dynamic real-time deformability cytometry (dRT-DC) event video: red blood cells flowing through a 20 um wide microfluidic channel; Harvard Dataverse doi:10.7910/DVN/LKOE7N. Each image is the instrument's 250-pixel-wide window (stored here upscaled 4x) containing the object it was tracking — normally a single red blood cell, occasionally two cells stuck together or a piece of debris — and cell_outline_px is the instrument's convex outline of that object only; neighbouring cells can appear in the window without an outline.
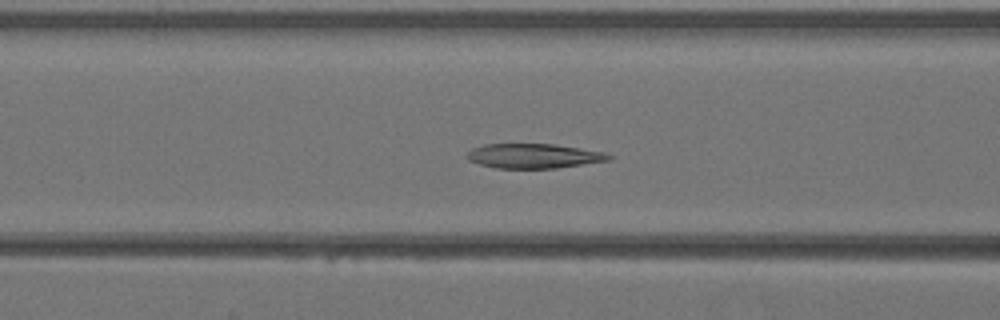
{"species": "Egyptian fruit bat (a non-hibernating species)", "species_latin": "Rousettus aegyptiacus", "temperature_condition": "warm", "stored_images_in_passage": 41, "segment_of_instrument_passage": [1, 2], "camera_frame_rate_fps": 3000, "um_per_image_px": 0.085, "animal": {"sex": "female"}, "frame": {"image": 1, "passage_image": 16, "time_ms": 5.0, "image_size_px": [1000, 320], "cell_outline_px": [[612, 156], [608, 160], [556, 168], [496, 168], [480, 164], [468, 160], [468, 152], [472, 148], [484, 144], [556, 144], [604, 152]], "centroid_in_image_um": [45.34, 13.25], "position_along_channel_um": 121.3, "area_um2": 20.11}}
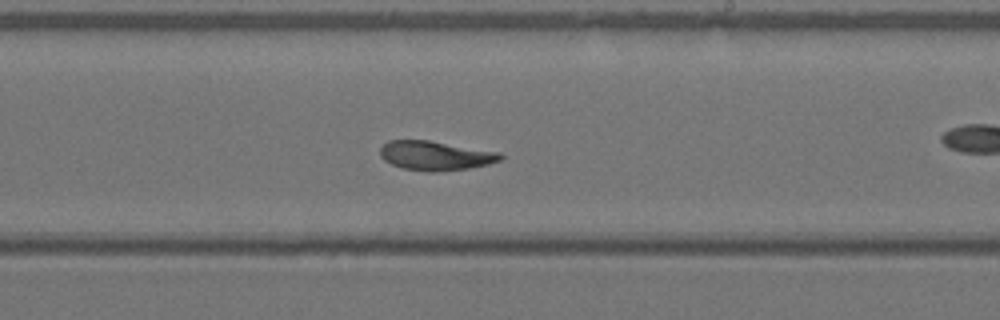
{"frame": {"image": 2, "passage_image": 24, "time_ms": 7.667, "image_size_px": [1000, 320], "cell_outline_px": [[504, 156], [500, 160], [488, 164], [468, 168], [432, 172], [428, 172], [404, 168], [392, 164], [384, 160], [380, 156], [380, 148], [388, 140], [428, 140], [500, 152]], "centroid_in_image_um": [37.0, 13.22], "position_along_channel_um": 252.0, "area_um2": 20.4}}
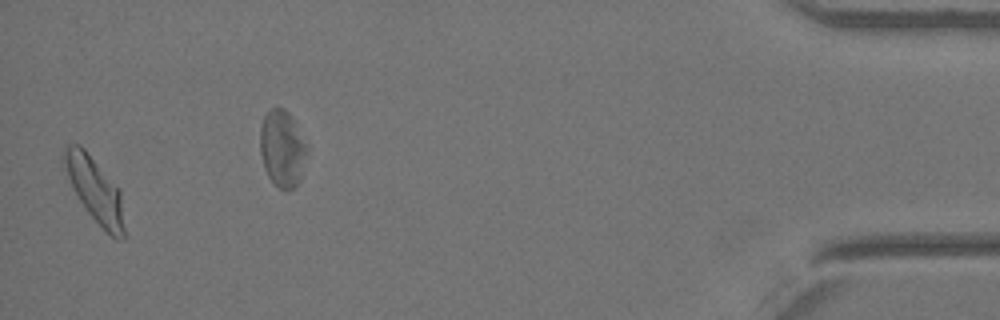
{"frame": {"image": 3, "passage_image": 40, "time_ms": 13.0, "image_size_px": [1000, 320], "cell_outline_px": [[124, 240], [116, 240], [88, 212], [80, 200], [60, 160], [64, 144], [80, 144], [84, 148], [120, 192], [124, 228]], "centroid_in_image_um": [8.01, 16.08], "position_along_channel_um": 427.2, "area_um2": 21.96}}